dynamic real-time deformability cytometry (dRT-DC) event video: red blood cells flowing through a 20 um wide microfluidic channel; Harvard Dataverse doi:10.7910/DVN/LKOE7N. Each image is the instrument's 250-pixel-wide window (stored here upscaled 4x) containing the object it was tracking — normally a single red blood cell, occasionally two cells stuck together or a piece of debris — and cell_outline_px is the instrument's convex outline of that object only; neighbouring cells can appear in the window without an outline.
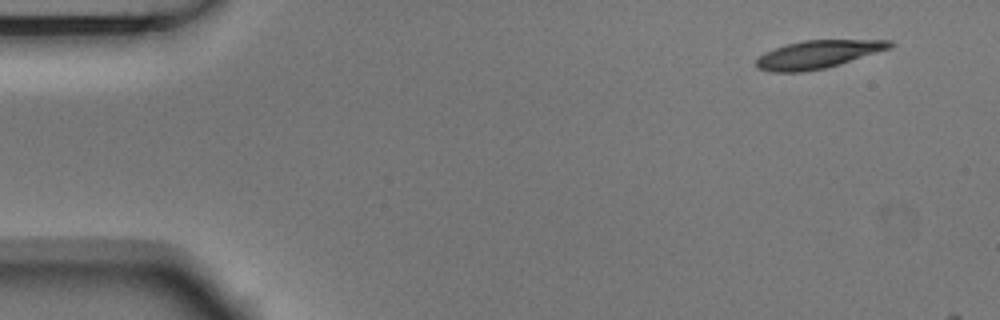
{"species": "Egyptian fruit bat (a non-hibernating species)", "species_latin": "Rousettus aegyptiacus", "temperature_condition": "room temperature", "stored_images_in_passage": 4, "camera_frame_rate_fps": 3000, "um_per_image_px": 0.085, "animal": {"sex": "male"}, "frame": {"image": 1, "passage_image": 4, "time_ms": 1.0, "image_size_px": [1000, 320], "cell_outline_px": [[896, 44], [888, 48], [840, 64], [824, 68], [800, 72], [772, 72], [756, 68], [756, 60], [764, 52], [788, 44], [804, 40], [892, 40]], "centroid_in_image_um": [69.49, 4.62], "position_along_channel_um": 15.5, "area_um2": 21.44}}